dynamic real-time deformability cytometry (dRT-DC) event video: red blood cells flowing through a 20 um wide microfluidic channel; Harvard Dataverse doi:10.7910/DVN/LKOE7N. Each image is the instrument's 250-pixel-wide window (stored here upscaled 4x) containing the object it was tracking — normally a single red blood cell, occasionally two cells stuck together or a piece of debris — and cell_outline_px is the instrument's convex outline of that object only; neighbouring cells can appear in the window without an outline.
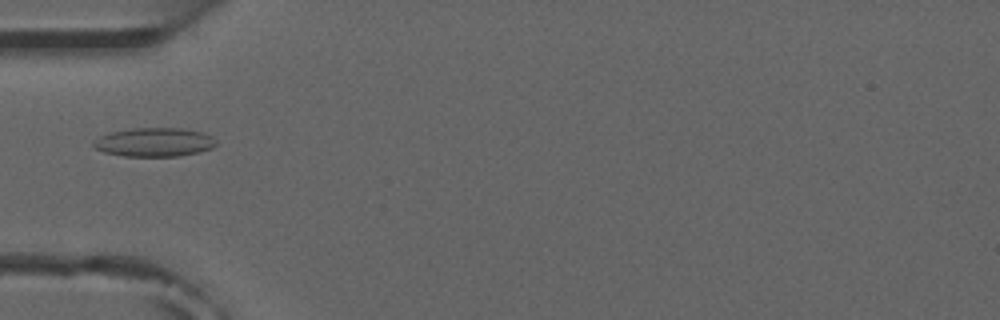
{"species": "common noctule bat (a hibernating species)", "species_latin": "Nyctalus noctula", "temperature_condition": "room temperature", "stored_images_in_passage": 4, "camera_frame_rate_fps": 3000, "um_per_image_px": 0.085, "animal": {"sex": "male", "forearm_length_mm": 52.5}, "frame": {"image": 1, "passage_image": 4, "time_ms": 3.333, "image_size_px": [1000, 320], "cell_outline_px": [[216, 144], [212, 148], [200, 152], [176, 156], [124, 156], [104, 152], [96, 148], [92, 144], [92, 140], [100, 136], [112, 132], [132, 128], [180, 128], [204, 132], [212, 136], [216, 140]], "centroid_in_image_um": [13.13, 12.08], "position_along_channel_um": 71.9, "area_um2": 20.63}}